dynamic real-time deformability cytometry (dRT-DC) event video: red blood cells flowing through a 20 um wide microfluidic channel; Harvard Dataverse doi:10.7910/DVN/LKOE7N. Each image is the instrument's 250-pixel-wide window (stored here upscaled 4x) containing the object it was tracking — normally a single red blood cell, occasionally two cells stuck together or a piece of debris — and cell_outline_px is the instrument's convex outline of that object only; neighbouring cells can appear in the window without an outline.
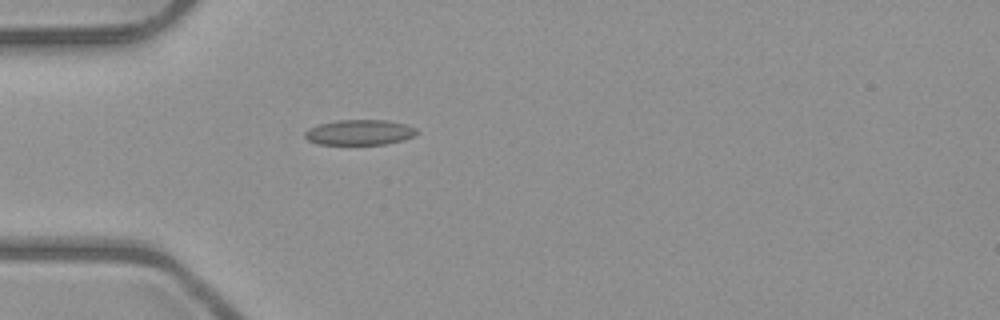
{"species": "common noctule bat (a hibernating species)", "species_latin": "Nyctalus noctula", "temperature_condition": "room temperature", "stored_images_in_passage": 4, "camera_frame_rate_fps": 3000, "um_per_image_px": 0.085, "animal": {"sex": "male", "body_mass_g": 23.1, "forearm_length_mm": 52.7}, "frame": {"image": 1, "passage_image": 4, "time_ms": 3.333, "image_size_px": [1000, 320], "cell_outline_px": [[420, 132], [416, 136], [404, 140], [384, 144], [316, 144], [308, 140], [304, 136], [304, 132], [308, 128], [320, 124], [340, 120], [388, 120], [404, 124], [416, 128]], "centroid_in_image_um": [30.59, 11.25], "position_along_channel_um": 54.4, "area_um2": 16.59}}